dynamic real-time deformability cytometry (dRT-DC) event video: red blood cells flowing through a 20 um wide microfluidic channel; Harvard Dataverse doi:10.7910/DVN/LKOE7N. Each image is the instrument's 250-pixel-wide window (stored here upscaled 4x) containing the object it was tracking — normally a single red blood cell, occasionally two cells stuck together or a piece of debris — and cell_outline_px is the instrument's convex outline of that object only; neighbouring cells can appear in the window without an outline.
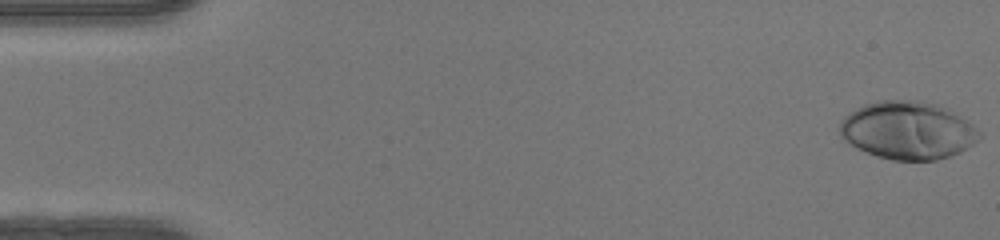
{"species": "human", "species_latin": "Homo sapiens", "temperature_condition": "warm", "stored_images_in_passage": 13, "camera_frame_rate_fps": 3000, "um_per_image_px": 0.085, "donor": {"sex": "female"}, "frame": {"image": 1, "passage_image": 1, "time_ms": 0.0, "image_size_px": [1000, 240], "cell_outline_px": [[984, 132], [980, 140], [960, 152], [936, 160], [892, 160], [876, 156], [856, 148], [848, 144], [840, 136], [840, 124], [844, 116], [856, 108], [864, 104], [880, 100], [920, 100], [940, 104], [948, 108], [968, 120]], "centroid_in_image_um": [77.2, 11.07], "position_along_channel_um": 7.8, "area_um2": 47.8}}